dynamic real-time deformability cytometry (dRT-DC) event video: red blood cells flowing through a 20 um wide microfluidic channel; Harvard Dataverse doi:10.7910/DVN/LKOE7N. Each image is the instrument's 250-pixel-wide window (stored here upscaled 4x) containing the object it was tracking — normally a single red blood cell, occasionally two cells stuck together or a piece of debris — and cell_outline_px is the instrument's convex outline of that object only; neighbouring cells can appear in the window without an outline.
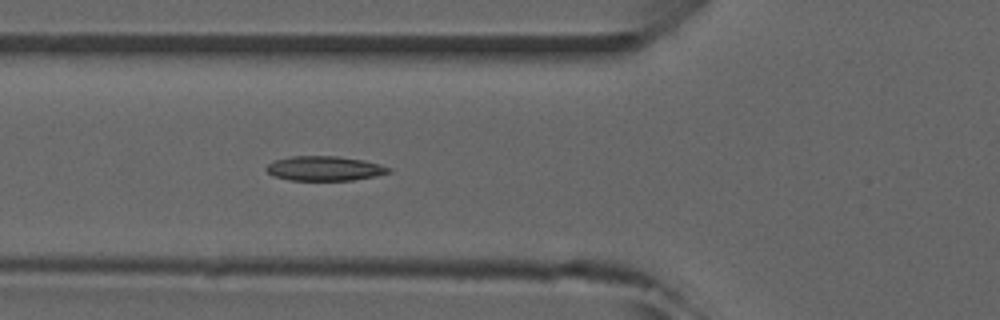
{"species": "common noctule bat (a hibernating species)", "species_latin": "Nyctalus noctula", "temperature_condition": "room temperature", "stored_images_in_passage": 6, "camera_frame_rate_fps": 3000, "um_per_image_px": 0.085, "animal": {"sex": "male", "forearm_length_mm": 52.5}, "frame": {"image": 1, "passage_image": 6, "time_ms": 5.667, "image_size_px": [1000, 320], "cell_outline_px": [[392, 172], [376, 176], [352, 180], [288, 180], [272, 176], [264, 168], [272, 160], [292, 156], [336, 156], [364, 160], [380, 164], [392, 168]], "centroid_in_image_um": [27.57, 14.31], "position_along_channel_um": 98.2, "area_um2": 17.74}}